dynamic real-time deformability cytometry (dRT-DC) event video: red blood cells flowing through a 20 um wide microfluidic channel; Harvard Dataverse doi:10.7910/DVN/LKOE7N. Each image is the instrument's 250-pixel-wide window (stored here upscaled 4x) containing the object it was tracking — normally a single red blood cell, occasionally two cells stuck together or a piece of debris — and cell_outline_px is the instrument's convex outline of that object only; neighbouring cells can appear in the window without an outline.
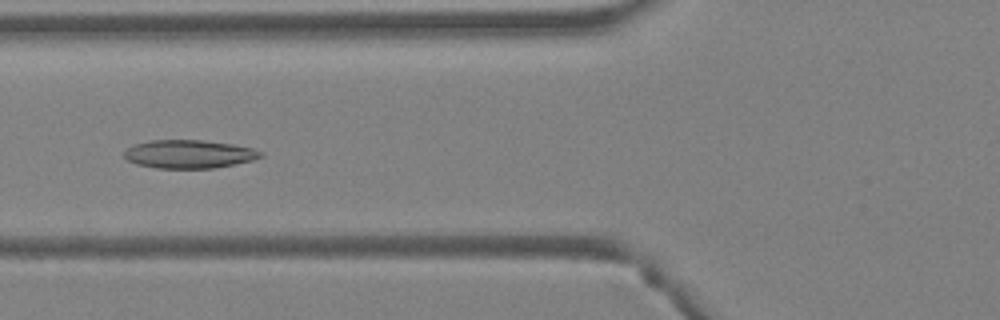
{"species": "Egyptian fruit bat (a non-hibernating species)", "species_latin": "Rousettus aegyptiacus", "temperature_condition": "warm", "stored_images_in_passage": 31, "camera_frame_rate_fps": 3000, "um_per_image_px": 0.085, "animal": {"sex": "female"}, "frame": {"image": 1, "passage_image": 4, "time_ms": 1.0, "image_size_px": [1000, 320], "cell_outline_px": [[264, 156], [252, 160], [212, 168], [156, 168], [136, 164], [128, 160], [124, 156], [124, 152], [132, 144], [148, 140], [200, 140], [232, 144], [252, 148], [264, 152]], "centroid_in_image_um": [16.04, 13.09], "position_along_channel_um": 109.8, "area_um2": 22.48}}
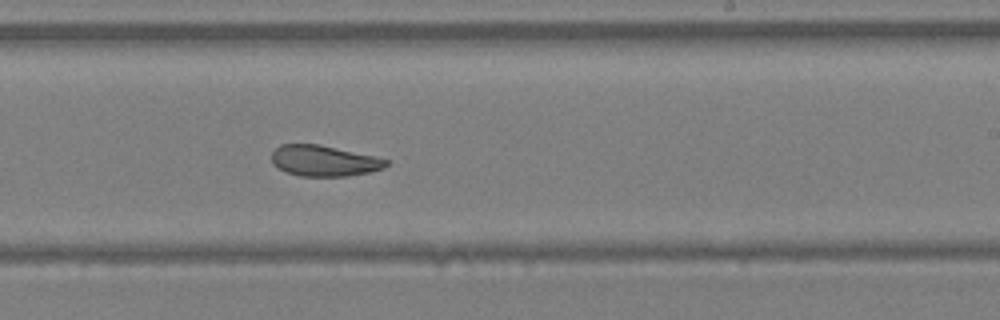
{"frame": {"image": 2, "passage_image": 14, "time_ms": 4.333, "image_size_px": [1000, 320], "cell_outline_px": [[388, 164], [384, 168], [372, 172], [348, 176], [300, 176], [288, 172], [272, 164], [272, 152], [280, 144], [320, 144], [372, 156], [388, 160]], "centroid_in_image_um": [27.54, 13.67], "position_along_channel_um": 261.5, "area_um2": 20.46}}
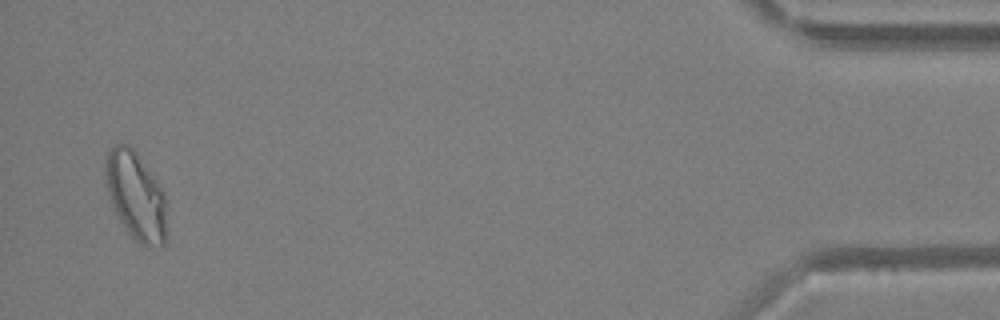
{"frame": {"image": 3, "passage_image": 30, "time_ms": 9.667, "image_size_px": [1000, 320], "cell_outline_px": [[164, 244], [160, 248], [148, 248], [140, 244], [128, 232], [120, 220], [116, 212], [108, 192], [104, 172], [104, 160], [108, 152], [116, 144], [128, 144], [136, 152], [156, 180], [164, 192]], "centroid_in_image_um": [11.52, 16.64], "position_along_channel_um": 423.7, "area_um2": 30.87}, "authors_computed_cell_mechanics": {"area_um2": 22.0796, "velocity_mm_per_s": 4.5582, "shape_relaxation_time_tau1_ms": 6.6322, "shape_relaxation_time_tau2_ms": 2.748, "deformation_change_tau1": 0.1754, "deformation_change_tau2": 0.0715}}